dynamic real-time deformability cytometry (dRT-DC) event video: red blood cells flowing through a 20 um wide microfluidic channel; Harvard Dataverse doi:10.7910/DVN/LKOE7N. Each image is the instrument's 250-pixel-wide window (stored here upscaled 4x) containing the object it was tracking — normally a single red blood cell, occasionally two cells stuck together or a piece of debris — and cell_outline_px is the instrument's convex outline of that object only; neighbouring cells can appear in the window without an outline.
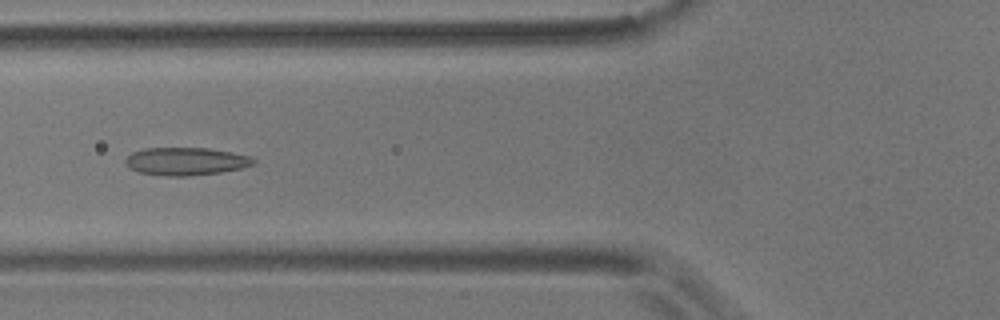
{"species": "common noctule bat (a hibernating species)", "species_latin": "Nyctalus noctula", "temperature_condition": "room temperature", "stored_images_in_passage": 9, "camera_frame_rate_fps": 3000, "um_per_image_px": 0.085, "animal": {"sex": "male", "body_mass_g": 17.9}, "frame": {"image": 1, "passage_image": 6, "time_ms": 5.667, "image_size_px": [1000, 320], "cell_outline_px": [[256, 164], [240, 168], [220, 172], [188, 176], [168, 176], [140, 172], [128, 168], [124, 164], [124, 160], [132, 152], [144, 148], [208, 148], [232, 152], [252, 156], [256, 160]], "centroid_in_image_um": [15.8, 13.71], "position_along_channel_um": 110.0, "area_um2": 20.87}}
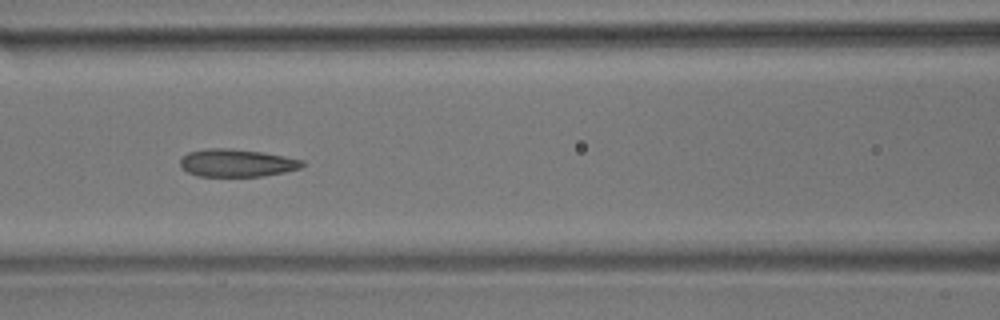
{"frame": {"image": 2, "passage_image": 7, "time_ms": 6.667, "image_size_px": [1000, 320], "cell_outline_px": [[304, 164], [300, 168], [284, 172], [264, 176], [196, 176], [180, 168], [180, 160], [188, 152], [204, 148], [228, 148], [260, 152], [284, 156], [304, 160]], "centroid_in_image_um": [20.09, 13.85], "position_along_channel_um": 146.5, "area_um2": 19.71}}
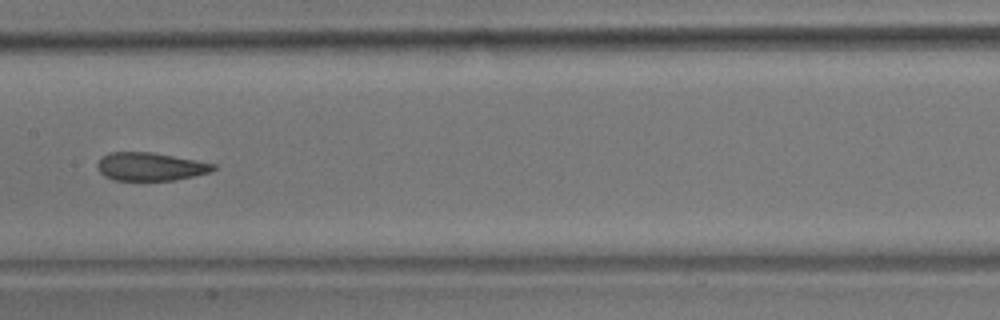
{"frame": {"image": 3, "passage_image": 8, "time_ms": 8.0, "image_size_px": [1000, 320], "cell_outline_px": [[216, 168], [212, 172], [176, 180], [112, 180], [104, 176], [96, 168], [96, 164], [100, 156], [108, 152], [152, 152], [196, 160], [216, 164]], "centroid_in_image_um": [12.75, 14.16], "position_along_channel_um": 194.7, "area_um2": 19.31}}